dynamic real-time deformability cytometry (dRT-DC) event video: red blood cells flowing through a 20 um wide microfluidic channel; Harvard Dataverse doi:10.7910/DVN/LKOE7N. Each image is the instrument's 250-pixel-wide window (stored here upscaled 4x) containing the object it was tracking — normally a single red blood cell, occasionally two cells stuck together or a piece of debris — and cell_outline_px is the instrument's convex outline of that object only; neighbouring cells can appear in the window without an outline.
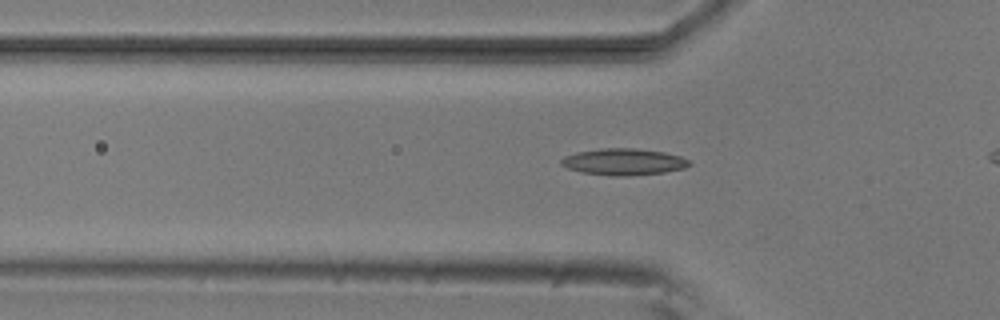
{"species": "common noctule bat (a hibernating species)", "species_latin": "Nyctalus noctula", "temperature_condition": "room temperature", "stored_images_in_passage": 43, "camera_frame_rate_fps": 3000, "um_per_image_px": 0.085, "animal": {"sex": "male", "body_mass_g": 20.5, "forearm_length_mm": 52.5}, "frame": {"image": 1, "passage_image": 17, "time_ms": 5.333, "image_size_px": [1000, 320], "cell_outline_px": [[692, 164], [684, 168], [664, 172], [628, 176], [608, 176], [584, 172], [568, 168], [560, 164], [560, 160], [564, 156], [576, 152], [600, 148], [632, 148], [664, 152], [680, 156], [688, 160]], "centroid_in_image_um": [52.99, 13.75], "position_along_channel_um": 72.8, "area_um2": 19.83}}
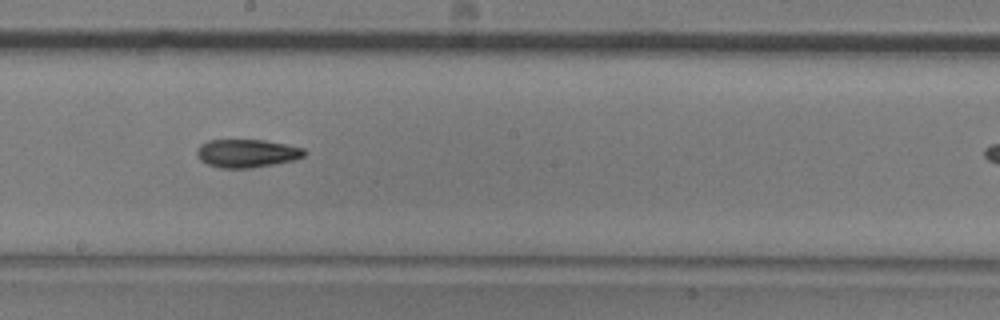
{"frame": {"image": 2, "passage_image": 29, "time_ms": 9.333, "image_size_px": [1000, 320], "cell_outline_px": [[308, 152], [304, 156], [292, 160], [252, 168], [220, 168], [208, 164], [200, 160], [196, 156], [196, 152], [200, 144], [208, 140], [264, 140], [304, 148]], "centroid_in_image_um": [20.96, 13.03], "position_along_channel_um": 227.2, "area_um2": 17.63}}
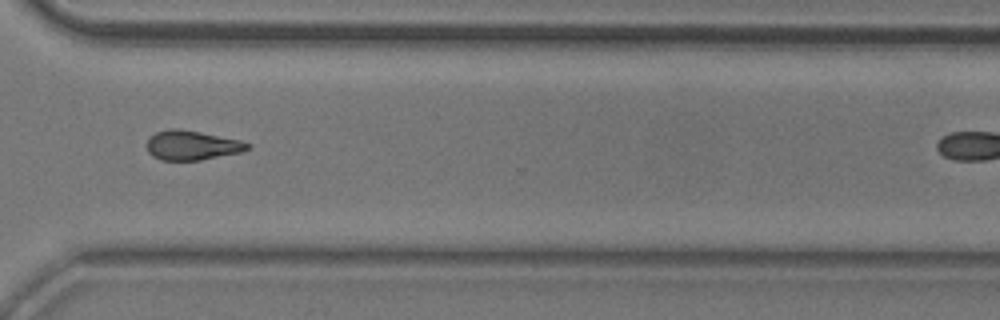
{"frame": {"image": 3, "passage_image": 39, "time_ms": 12.667, "image_size_px": [1000, 320], "cell_outline_px": [[252, 144], [248, 148], [240, 152], [200, 160], [160, 160], [152, 156], [148, 152], [148, 140], [156, 132], [168, 128], [180, 128], [240, 140]], "centroid_in_image_um": [16.3, 12.34], "position_along_channel_um": 354.3, "area_um2": 17.17}}